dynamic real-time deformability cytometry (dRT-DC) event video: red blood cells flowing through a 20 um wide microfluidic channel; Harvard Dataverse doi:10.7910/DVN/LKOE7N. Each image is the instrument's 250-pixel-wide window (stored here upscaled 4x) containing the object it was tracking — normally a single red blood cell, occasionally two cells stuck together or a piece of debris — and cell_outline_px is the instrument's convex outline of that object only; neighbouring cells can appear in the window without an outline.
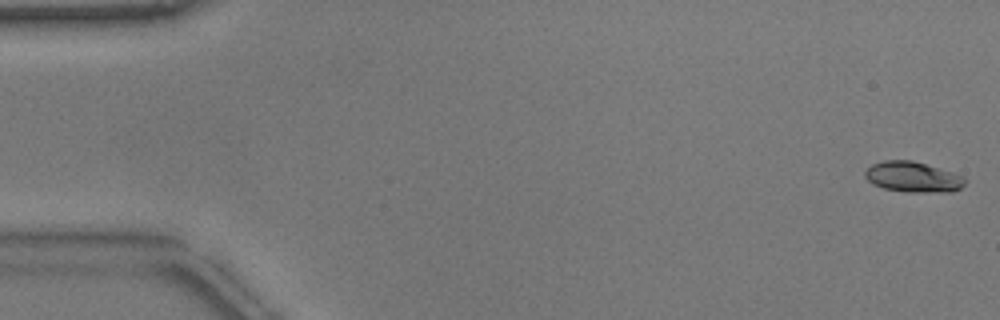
{"species": "common noctule bat (a hibernating species)", "species_latin": "Nyctalus noctula", "temperature_condition": "warm", "stored_images_in_passage": 53, "camera_frame_rate_fps": 3000, "um_per_image_px": 0.085, "animal": {"sex": "male", "body_mass_g": 17.9}, "frame": {"image": 1, "passage_image": 1, "time_ms": 0.0, "image_size_px": [1000, 320], "cell_outline_px": [[968, 180], [960, 188], [952, 192], [908, 192], [884, 188], [872, 184], [864, 176], [864, 172], [872, 164], [884, 160], [912, 160], [960, 176]], "centroid_in_image_um": [77.55, 15.05], "position_along_channel_um": 7.4, "area_um2": 17.46}}
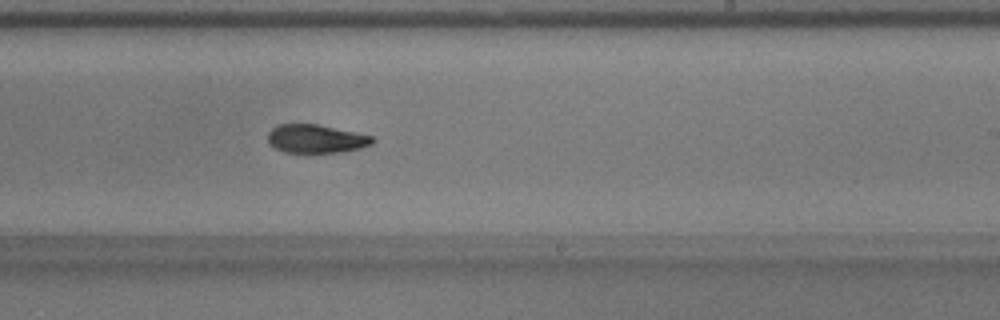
{"frame": {"image": 2, "passage_image": 32, "time_ms": 10.333, "image_size_px": [1000, 320], "cell_outline_px": [[376, 140], [372, 144], [360, 148], [340, 152], [308, 156], [284, 152], [276, 148], [268, 140], [268, 132], [272, 128], [280, 124], [316, 124], [372, 136]], "centroid_in_image_um": [26.84, 11.85], "position_along_channel_um": 262.2, "area_um2": 17.86}}
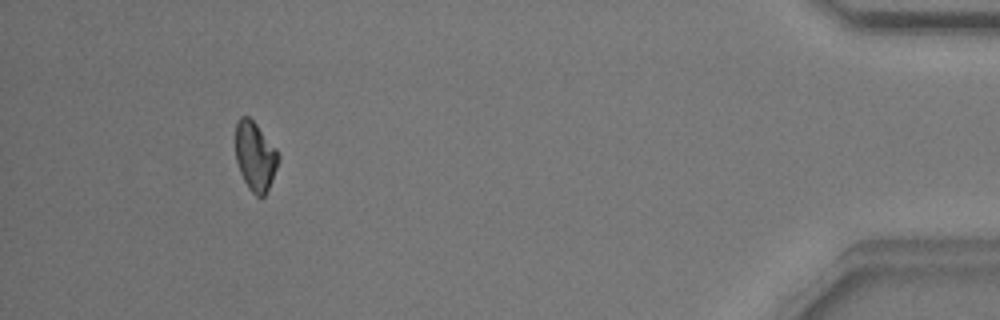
{"frame": {"image": 3, "passage_image": 49, "time_ms": 16.0, "image_size_px": [1000, 320], "cell_outline_px": [[280, 160], [272, 180], [264, 196], [260, 200], [248, 188], [240, 172], [236, 160], [236, 120], [240, 116], [248, 116], [256, 124], [280, 152]], "centroid_in_image_um": [21.71, 13.29], "position_along_channel_um": 413.5, "area_um2": 17.46}, "authors_computed_cell_mechanics": {"area_um2": 17.8602, "velocity_mm_per_s": 3.8126, "shape_relaxation_time_tau1_ms": 5.7123, "shape_relaxation_time_tau2_ms": 4.988, "deformation_change_tau1": 0.1645, "deformation_change_tau2": 0.0958}}